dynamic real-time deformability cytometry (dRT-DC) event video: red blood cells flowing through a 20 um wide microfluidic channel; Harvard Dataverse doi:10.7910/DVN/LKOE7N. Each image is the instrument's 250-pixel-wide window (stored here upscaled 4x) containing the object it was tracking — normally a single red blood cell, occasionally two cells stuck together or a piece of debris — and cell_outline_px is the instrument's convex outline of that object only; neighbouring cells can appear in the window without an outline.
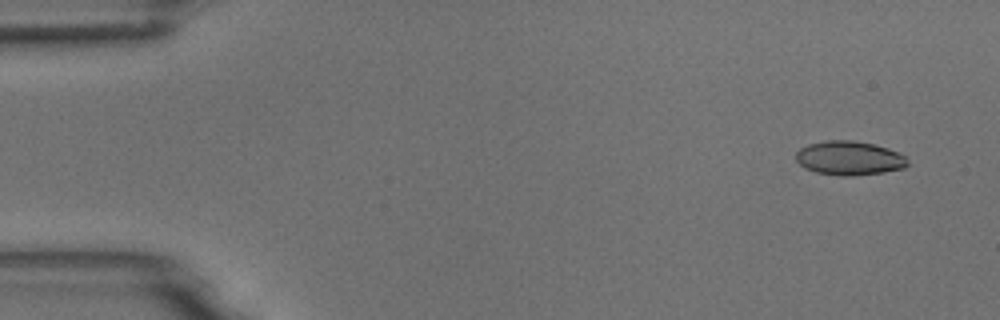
{"species": "common noctule bat (a hibernating species)", "species_latin": "Nyctalus noctula", "temperature_condition": "room temperature", "stored_images_in_passage": 10, "camera_frame_rate_fps": 3000, "um_per_image_px": 0.085, "animal": {"sex": "male", "body_mass_g": 18.8}, "frame": {"image": 1, "passage_image": 2, "time_ms": 0.333, "image_size_px": [1000, 320], "cell_outline_px": [[908, 164], [904, 168], [884, 172], [852, 176], [840, 176], [816, 172], [804, 168], [796, 160], [796, 152], [800, 148], [808, 144], [824, 140], [852, 140], [876, 144], [888, 148], [904, 156], [908, 160]], "centroid_in_image_um": [72.17, 13.43], "position_along_channel_um": 12.8, "area_um2": 22.31}}
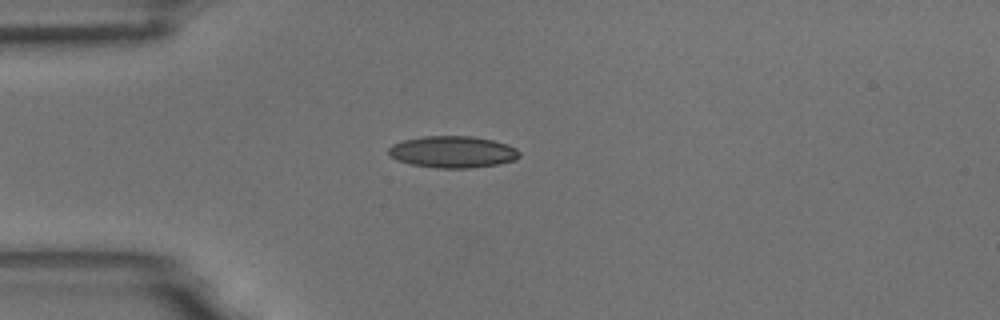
{"frame": {"image": 2, "passage_image": 5, "time_ms": 1.333, "image_size_px": [1000, 320], "cell_outline_px": [[520, 156], [516, 160], [500, 164], [468, 168], [436, 168], [412, 164], [400, 160], [392, 156], [388, 152], [388, 148], [392, 144], [404, 140], [424, 136], [472, 136], [492, 140], [516, 148], [520, 152]], "centroid_in_image_um": [38.51, 12.91], "position_along_channel_um": 46.5, "area_um2": 24.04}}
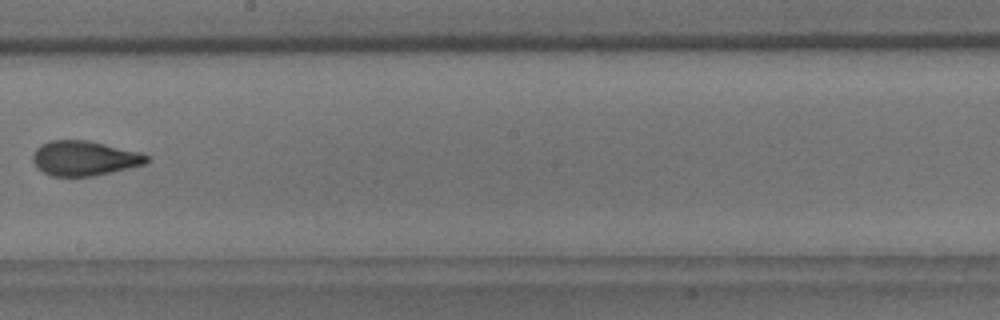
{"frame": {"image": 3, "passage_image": 10, "time_ms": 3.0, "image_size_px": [1000, 320], "cell_outline_px": [[148, 160], [144, 164], [128, 168], [92, 176], [52, 176], [36, 168], [32, 160], [32, 156], [36, 148], [40, 144], [48, 140], [84, 140], [104, 144], [140, 152], [148, 156]], "centroid_in_image_um": [7.11, 13.45], "position_along_channel_um": 241.1, "area_um2": 22.95}}